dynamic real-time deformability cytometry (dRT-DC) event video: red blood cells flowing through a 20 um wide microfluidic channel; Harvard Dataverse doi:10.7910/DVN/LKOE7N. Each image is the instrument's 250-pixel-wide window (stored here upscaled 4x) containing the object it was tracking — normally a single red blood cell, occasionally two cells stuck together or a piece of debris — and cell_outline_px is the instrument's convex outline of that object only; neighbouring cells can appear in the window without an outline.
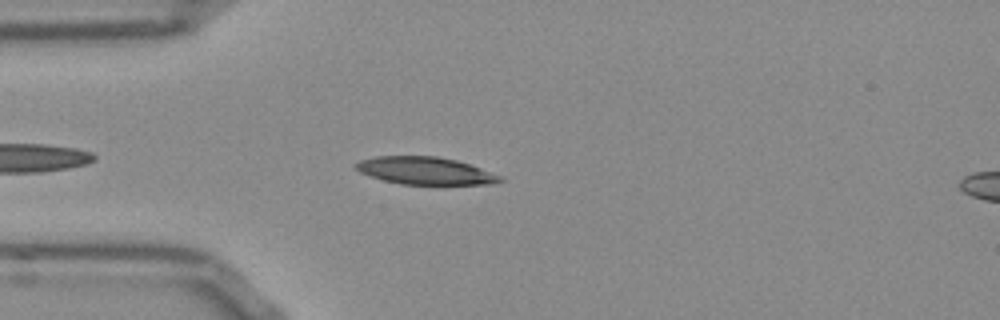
{"species": "Egyptian fruit bat (a non-hibernating species)", "species_latin": "Rousettus aegyptiacus", "temperature_condition": "room temperature", "stored_images_in_passage": 39, "camera_frame_rate_fps": 3000, "um_per_image_px": 0.085, "frame": {"image": 1, "passage_image": 3, "time_ms": 0.667, "image_size_px": [1000, 320], "cell_outline_px": [[504, 180], [488, 184], [400, 184], [384, 180], [360, 172], [352, 164], [360, 160], [376, 156], [436, 156], [456, 160], [480, 168], [500, 176]], "centroid_in_image_um": [36.09, 14.5], "position_along_channel_um": 48.9, "area_um2": 22.77}}
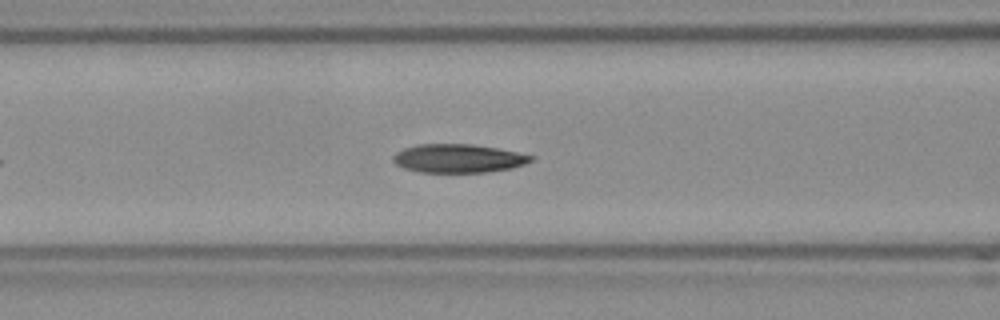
{"frame": {"image": 2, "passage_image": 10, "time_ms": 3.0, "image_size_px": [1000, 320], "cell_outline_px": [[536, 156], [532, 160], [524, 164], [512, 168], [488, 172], [420, 172], [404, 168], [396, 164], [392, 160], [392, 156], [396, 152], [404, 148], [420, 144], [472, 144], [496, 148]], "centroid_in_image_um": [38.94, 13.46], "position_along_channel_um": 127.7, "area_um2": 22.89}}
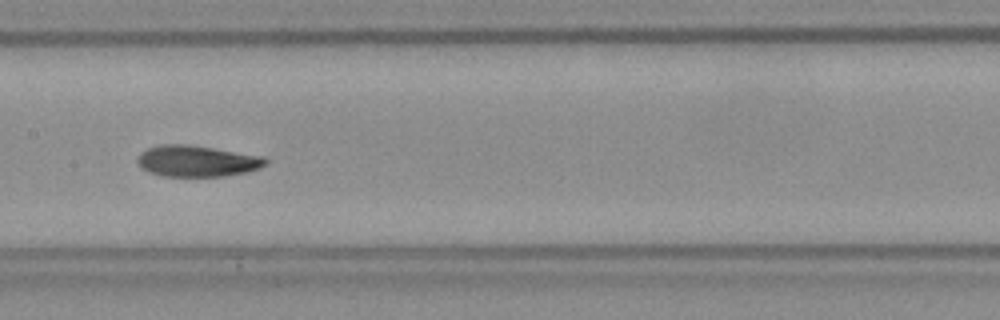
{"frame": {"image": 3, "passage_image": 15, "time_ms": 4.667, "image_size_px": [1000, 320], "cell_outline_px": [[268, 160], [260, 168], [248, 172], [224, 176], [160, 176], [148, 172], [140, 168], [136, 160], [148, 148], [160, 144], [184, 144], [212, 148], [264, 156]], "centroid_in_image_um": [16.74, 13.7], "position_along_channel_um": 190.7, "area_um2": 23.24}, "authors_computed_cell_mechanics": {"area_um2": 23.2934, "velocity_mm_per_s": 3.7738, "shape_relaxation_time_tau1_ms": 6.6642, "shape_relaxation_time_tau2_ms": 2.0624, "deformation_change_tau1": 0.1916, "deformation_change_tau2": 0.0654}}